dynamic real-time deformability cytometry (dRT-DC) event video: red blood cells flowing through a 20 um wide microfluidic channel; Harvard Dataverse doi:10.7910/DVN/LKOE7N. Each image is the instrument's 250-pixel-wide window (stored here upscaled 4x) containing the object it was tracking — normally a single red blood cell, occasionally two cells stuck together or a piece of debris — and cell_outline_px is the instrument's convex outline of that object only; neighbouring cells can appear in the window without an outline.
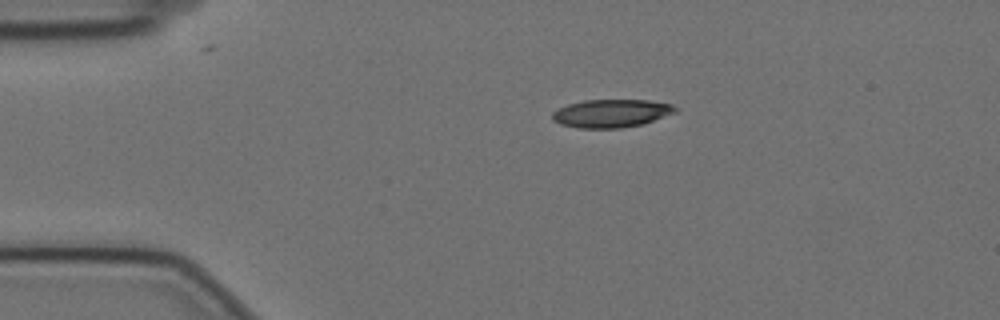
{"species": "Egyptian fruit bat (a non-hibernating species)", "species_latin": "Rousettus aegyptiacus", "temperature_condition": "cold", "stored_images_in_passage": 40, "camera_frame_rate_fps": 3000, "um_per_image_px": 0.085, "animal": {"sex": "female"}, "frame": {"image": 1, "passage_image": 1, "time_ms": 0.0, "image_size_px": [1000, 320], "cell_outline_px": [[676, 112], [644, 124], [620, 128], [580, 128], [560, 124], [552, 120], [552, 112], [556, 108], [568, 104], [584, 100], [648, 100], [672, 104], [676, 108]], "centroid_in_image_um": [51.93, 9.63], "position_along_channel_um": 33.1, "area_um2": 20.23}}
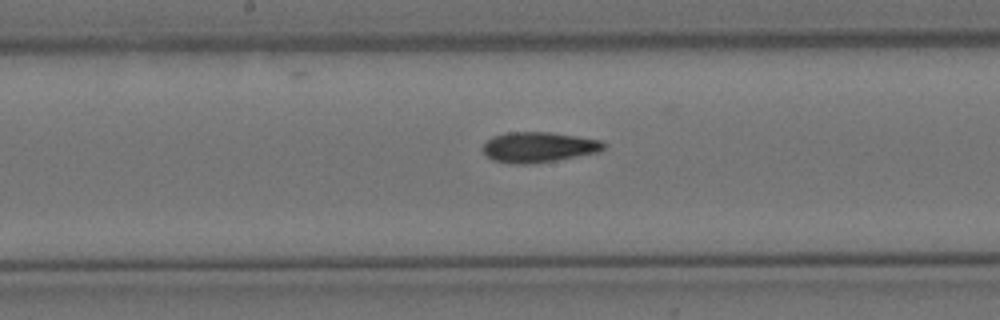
{"frame": {"image": 2, "passage_image": 19, "time_ms": 6.0, "image_size_px": [1000, 320], "cell_outline_px": [[608, 144], [600, 152], [556, 160], [532, 164], [512, 164], [492, 160], [484, 156], [480, 148], [492, 136], [508, 132], [552, 132], [600, 140]], "centroid_in_image_um": [45.74, 12.51], "position_along_channel_um": 202.5, "area_um2": 21.73}}
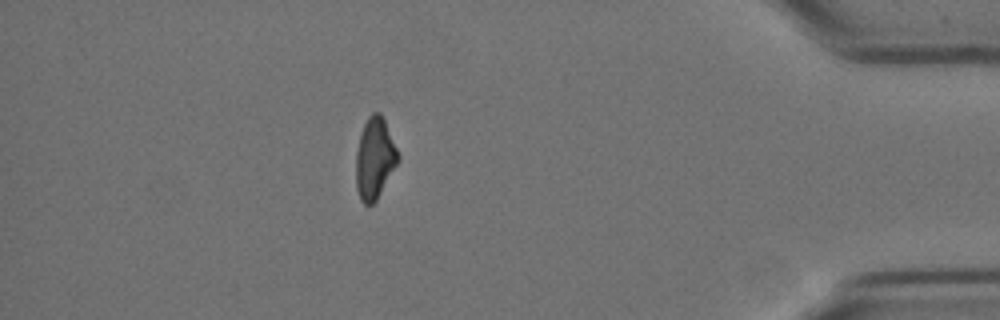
{"frame": {"image": 3, "passage_image": 40, "time_ms": 13.0, "image_size_px": [1000, 320], "cell_outline_px": [[400, 160], [376, 200], [372, 204], [364, 204], [360, 200], [356, 188], [356, 152], [360, 136], [364, 124], [368, 116], [372, 112], [380, 112], [384, 120], [400, 156]], "centroid_in_image_um": [31.85, 13.47], "position_along_channel_um": 403.4, "area_um2": 19.83}, "authors_computed_cell_mechanics": {"area_um2": 20.9236, "velocity_mm_per_s": 3.518, "shape_relaxation_time_tau1_ms": null, "shape_relaxation_time_tau2_ms": 7.3562, "deformation_change_tau1": null, "deformation_change_tau2": 0.1591}}